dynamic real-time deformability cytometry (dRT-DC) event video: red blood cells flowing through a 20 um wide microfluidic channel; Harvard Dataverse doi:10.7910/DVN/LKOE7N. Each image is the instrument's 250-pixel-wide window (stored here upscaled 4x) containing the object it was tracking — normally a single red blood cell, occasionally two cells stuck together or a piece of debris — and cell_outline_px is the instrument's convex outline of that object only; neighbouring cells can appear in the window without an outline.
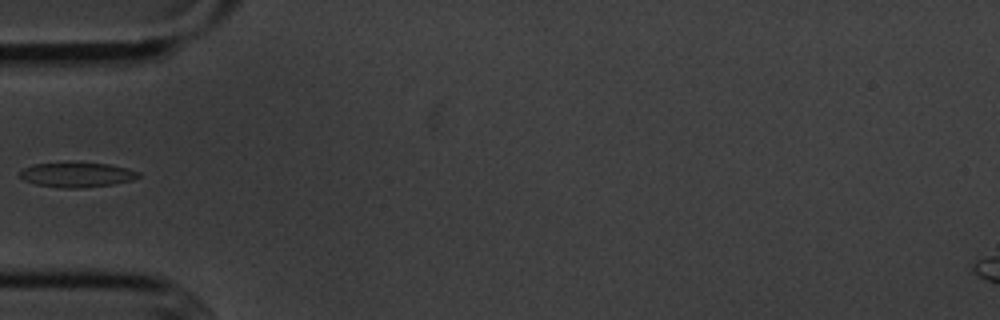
{"species": "common noctule bat (a hibernating species)", "species_latin": "Nyctalus noctula", "temperature_condition": "cold", "stored_images_in_passage": 5, "camera_frame_rate_fps": 3000, "um_per_image_px": 0.085, "animal": {"sex": "male", "body_mass_g": 20.1, "forearm_length_mm": 53.5}, "frame": {"image": 1, "passage_image": 4, "time_ms": 3.667, "image_size_px": [1000, 320], "cell_outline_px": [[140, 176], [132, 180], [112, 184], [80, 188], [64, 188], [36, 184], [24, 180], [20, 176], [20, 172], [24, 168], [32, 164], [68, 160], [108, 164], [128, 168], [140, 172]], "centroid_in_image_um": [6.52, 14.81], "position_along_channel_um": 78.5, "area_um2": 17.69}}
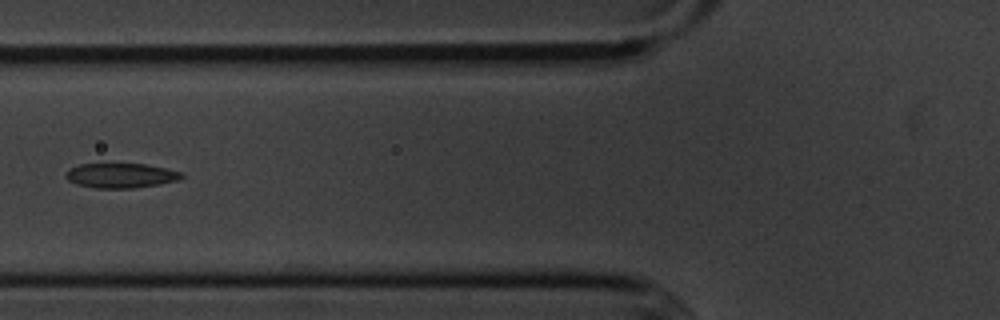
{"frame": {"image": 2, "passage_image": 5, "time_ms": 4.667, "image_size_px": [1000, 320], "cell_outline_px": [[184, 176], [176, 180], [160, 184], [132, 188], [96, 188], [76, 184], [68, 180], [64, 172], [68, 168], [80, 164], [148, 164], [184, 172]], "centroid_in_image_um": [10.26, 14.91], "position_along_channel_um": 115.5, "area_um2": 16.76}}